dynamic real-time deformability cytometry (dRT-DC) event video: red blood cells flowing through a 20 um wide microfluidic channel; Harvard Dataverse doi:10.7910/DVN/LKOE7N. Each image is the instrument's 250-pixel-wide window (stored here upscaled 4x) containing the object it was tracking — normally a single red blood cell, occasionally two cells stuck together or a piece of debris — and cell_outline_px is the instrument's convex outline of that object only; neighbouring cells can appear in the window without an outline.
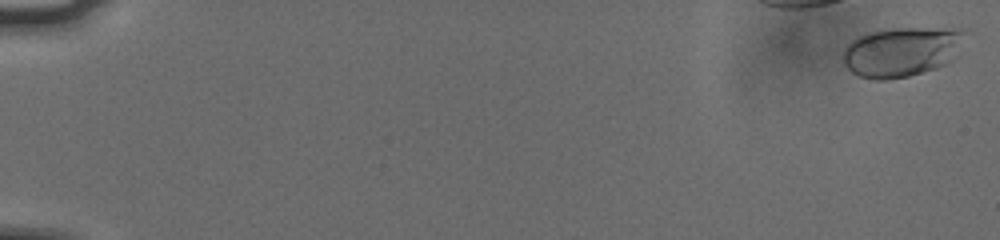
{"species": "human", "species_latin": "Homo sapiens", "temperature_condition": "cold", "stored_images_in_passage": 57, "camera_frame_rate_fps": 3000, "um_per_image_px": 0.085, "donor": {"sex": "male"}, "frame": {"image": 1, "passage_image": 1, "time_ms": 0.0, "image_size_px": [1000, 240], "cell_outline_px": [[964, 32], [952, 60], [936, 68], [908, 76], [888, 80], [872, 80], [860, 76], [852, 72], [844, 64], [840, 56], [844, 48], [856, 36], [868, 32], [892, 28], [960, 28]], "centroid_in_image_um": [76.54, 4.4], "position_along_channel_um": 8.5, "area_um2": 35.26}}
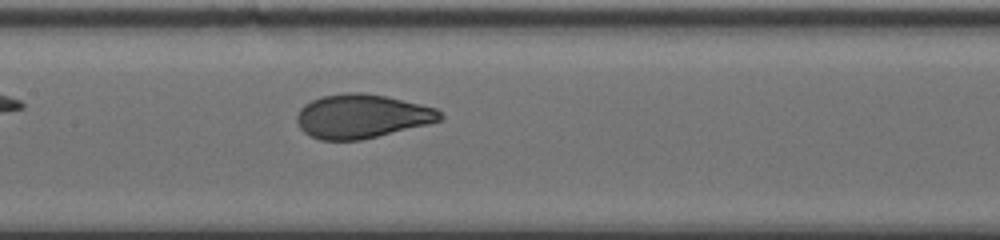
{"frame": {"image": 2, "passage_image": 30, "time_ms": 9.667, "image_size_px": [1000, 240], "cell_outline_px": [[444, 120], [428, 124], [360, 140], [320, 140], [304, 132], [300, 128], [296, 120], [296, 116], [300, 108], [304, 104], [312, 100], [324, 96], [344, 92], [360, 92], [384, 96], [436, 108], [444, 116]], "centroid_in_image_um": [30.74, 9.88], "position_along_channel_um": 176.7, "area_um2": 36.47}}
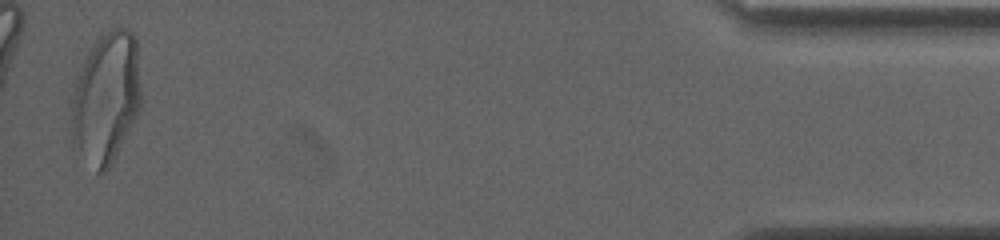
{"frame": {"image": 3, "passage_image": 56, "time_ms": 18.333, "image_size_px": [1000, 240], "cell_outline_px": [[140, 108], [112, 164], [100, 176], [72, 148], [68, 96], [76, 72], [84, 56], [96, 36], [112, 28], [128, 28], [132, 32], [136, 40], [140, 88]], "centroid_in_image_um": [8.91, 8.32], "position_along_channel_um": 426.3, "area_um2": 55.31}, "authors_computed_cell_mechanics": {"area_um2": 36.5296, "velocity_mm_per_s": 3.7506, "shape_relaxation_time_tau1_ms": 3.4188, "shape_relaxation_time_tau2_ms": null, "deformation_change_tau1": 0.1714, "deformation_change_tau2": null}}